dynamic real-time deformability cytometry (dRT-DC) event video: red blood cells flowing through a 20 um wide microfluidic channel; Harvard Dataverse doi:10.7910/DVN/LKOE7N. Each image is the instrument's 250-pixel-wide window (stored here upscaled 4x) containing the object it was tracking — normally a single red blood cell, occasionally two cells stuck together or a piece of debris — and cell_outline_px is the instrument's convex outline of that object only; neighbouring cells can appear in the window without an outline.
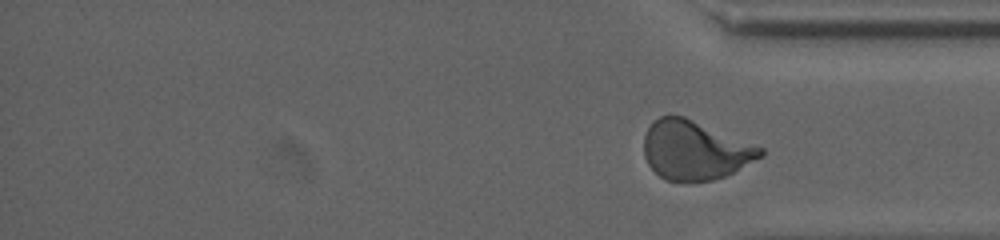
{"species": "human", "species_latin": "Homo sapiens", "temperature_condition": "cold", "stored_images_in_passage": 19, "segment_of_instrument_passage": [2, 2], "camera_frame_rate_fps": 3000, "um_per_image_px": 0.085, "donor": {"sex": "male"}, "frame": {"image": 1, "passage_image": 19, "time_ms": 19.0, "image_size_px": [1000, 240], "cell_outline_px": [[764, 156], [724, 176], [712, 180], [664, 180], [648, 164], [644, 156], [644, 136], [648, 128], [660, 116], [684, 116], [764, 148]], "centroid_in_image_um": [59.07, 12.76], "position_along_channel_um": 376.1, "area_um2": 39.54}}